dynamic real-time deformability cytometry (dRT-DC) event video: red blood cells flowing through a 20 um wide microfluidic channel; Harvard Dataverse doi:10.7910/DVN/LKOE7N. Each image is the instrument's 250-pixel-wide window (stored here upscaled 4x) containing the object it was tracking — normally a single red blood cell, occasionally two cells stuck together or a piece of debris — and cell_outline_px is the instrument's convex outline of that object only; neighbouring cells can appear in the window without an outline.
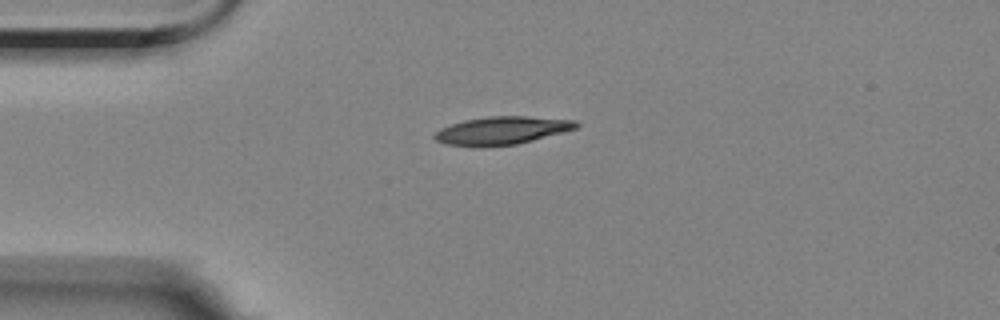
{"species": "Egyptian fruit bat (a non-hibernating species)", "species_latin": "Rousettus aegyptiacus", "temperature_condition": "room temperature", "stored_images_in_passage": 44, "camera_frame_rate_fps": 3000, "um_per_image_px": 0.085, "animal": {"sex": "female"}, "frame": {"image": 1, "passage_image": 1, "time_ms": 0.0, "image_size_px": [1000, 320], "cell_outline_px": [[580, 124], [576, 128], [564, 132], [516, 144], [480, 148], [476, 148], [444, 144], [436, 140], [432, 136], [440, 128], [464, 120], [488, 116], [528, 116], [576, 120]], "centroid_in_image_um": [42.62, 11.11], "position_along_channel_um": 42.4, "area_um2": 23.41}}
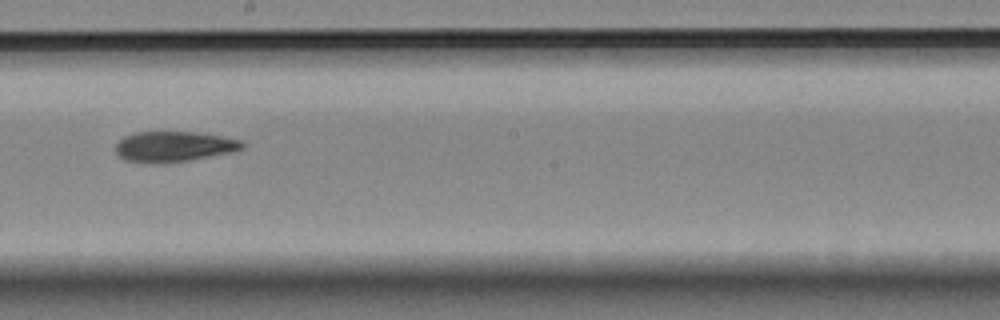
{"frame": {"image": 2, "passage_image": 19, "time_ms": 6.0, "image_size_px": [1000, 320], "cell_outline_px": [[244, 148], [232, 152], [188, 160], [160, 164], [148, 164], [124, 160], [116, 152], [116, 144], [124, 136], [132, 132], [196, 132], [244, 140]], "centroid_in_image_um": [14.76, 12.46], "position_along_channel_um": 233.4, "area_um2": 22.66}}
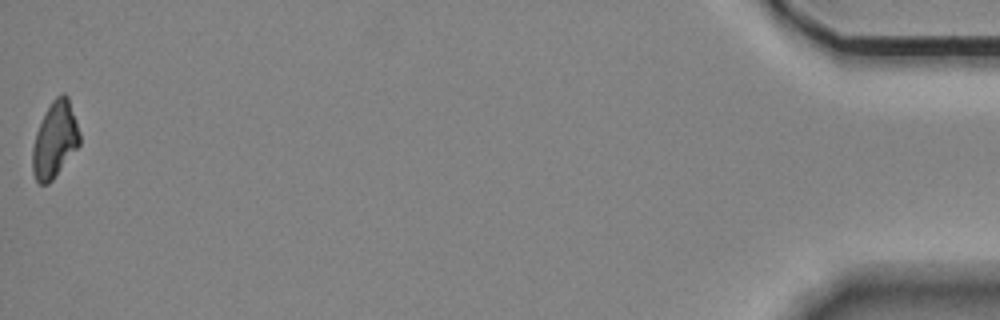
{"frame": {"image": 3, "passage_image": 44, "time_ms": 14.333, "image_size_px": [1000, 320], "cell_outline_px": [[80, 144], [52, 180], [48, 184], [40, 184], [36, 180], [32, 172], [32, 148], [36, 132], [44, 112], [52, 100], [60, 92], [64, 92], [68, 96], [80, 132]], "centroid_in_image_um": [4.65, 11.85], "position_along_channel_um": 430.5, "area_um2": 20.98}, "authors_computed_cell_mechanics": {"area_um2": 22.4553, "velocity_mm_per_s": 3.5092, "shape_relaxation_time_tau1_ms": 5.2797, "shape_relaxation_time_tau2_ms": 8.6096, "deformation_change_tau1": 0.1401, "deformation_change_tau2": 0.16}}